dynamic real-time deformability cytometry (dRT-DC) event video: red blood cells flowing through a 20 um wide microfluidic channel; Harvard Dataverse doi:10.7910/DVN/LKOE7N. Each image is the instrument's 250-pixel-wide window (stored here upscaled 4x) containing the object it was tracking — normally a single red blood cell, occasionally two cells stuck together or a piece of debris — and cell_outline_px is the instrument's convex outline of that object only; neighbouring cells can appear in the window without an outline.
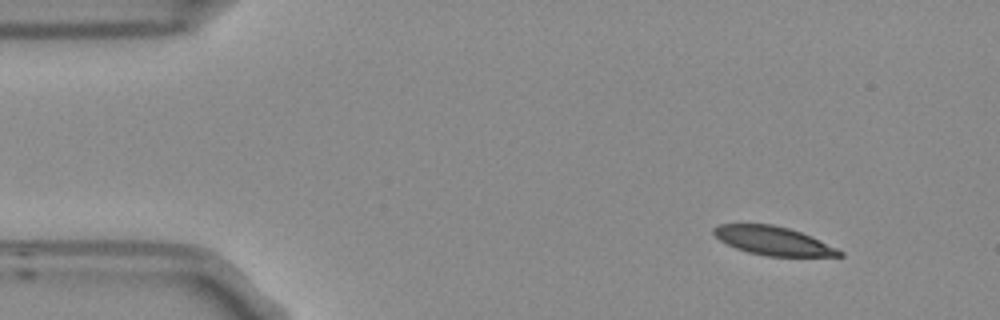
{"species": "Egyptian fruit bat (a non-hibernating species)", "species_latin": "Rousettus aegyptiacus", "temperature_condition": "room temperature", "stored_images_in_passage": 10, "camera_frame_rate_fps": 3000, "um_per_image_px": 0.085, "frame": {"image": 1, "passage_image": 1, "time_ms": 0.0, "image_size_px": [1000, 320], "cell_outline_px": [[844, 256], [768, 256], [748, 252], [736, 248], [720, 240], [712, 232], [712, 228], [720, 224], [772, 224], [788, 228], [812, 236], [844, 252]], "centroid_in_image_um": [65.72, 20.46], "position_along_channel_um": 19.3, "area_um2": 20.81}}
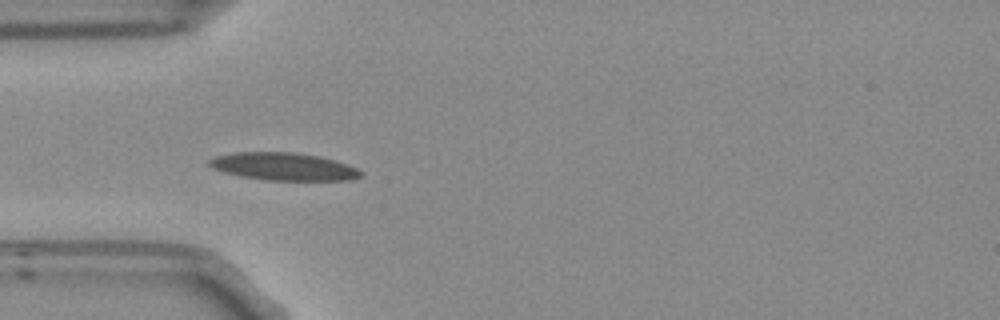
{"frame": {"image": 2, "passage_image": 4, "time_ms": 1.0, "image_size_px": [1000, 320], "cell_outline_px": [[364, 172], [360, 176], [348, 180], [264, 180], [240, 176], [224, 172], [212, 168], [208, 164], [208, 160], [216, 156], [236, 152], [296, 152], [316, 156], [332, 160], [356, 168]], "centroid_in_image_um": [24.05, 14.16], "position_along_channel_um": 61.0, "area_um2": 24.16}}
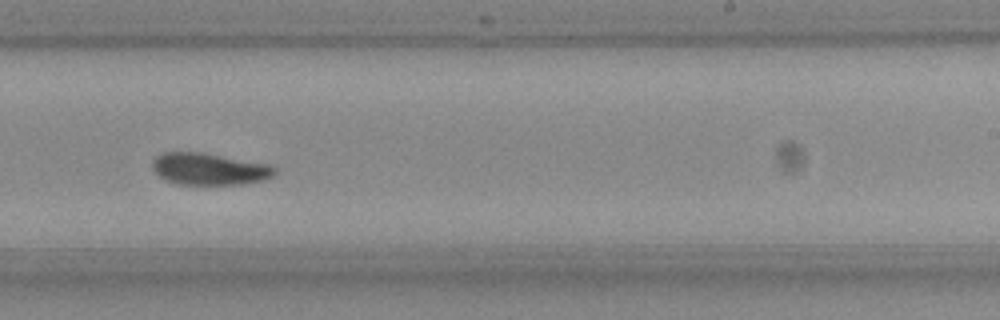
{"frame": {"image": 3, "passage_image": 9, "time_ms": 2.667, "image_size_px": [1000, 320], "cell_outline_px": [[276, 176], [264, 180], [244, 184], [176, 184], [164, 180], [152, 168], [152, 160], [156, 156], [164, 152], [204, 152], [272, 164], [276, 168]], "centroid_in_image_um": [17.84, 14.35], "position_along_channel_um": 271.2, "area_um2": 23.18}}